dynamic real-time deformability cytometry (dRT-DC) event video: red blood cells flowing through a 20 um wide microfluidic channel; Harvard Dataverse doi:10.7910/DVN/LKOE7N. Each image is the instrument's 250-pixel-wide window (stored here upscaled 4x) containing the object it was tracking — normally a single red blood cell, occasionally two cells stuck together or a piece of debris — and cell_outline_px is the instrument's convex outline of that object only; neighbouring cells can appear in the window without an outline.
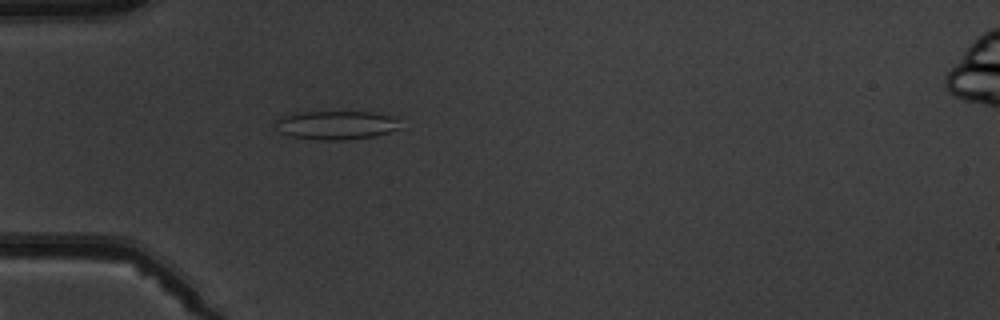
{"species": "common noctule bat (a hibernating species)", "species_latin": "Nyctalus noctula", "temperature_condition": "warm", "stored_images_in_passage": 5, "camera_frame_rate_fps": 3000, "um_per_image_px": 0.085, "animal": {"sex": "male", "body_mass_g": 19.5, "forearm_length_mm": 54.6}, "frame": {"image": 1, "passage_image": 5, "time_ms": 4.667, "image_size_px": [1000, 320], "cell_outline_px": [[400, 128], [376, 136], [348, 140], [320, 140], [292, 136], [280, 132], [276, 128], [276, 120], [280, 116], [292, 112], [372, 112], [392, 116], [396, 120]], "centroid_in_image_um": [28.53, 10.63], "position_along_channel_um": 56.5, "area_um2": 20.92}}